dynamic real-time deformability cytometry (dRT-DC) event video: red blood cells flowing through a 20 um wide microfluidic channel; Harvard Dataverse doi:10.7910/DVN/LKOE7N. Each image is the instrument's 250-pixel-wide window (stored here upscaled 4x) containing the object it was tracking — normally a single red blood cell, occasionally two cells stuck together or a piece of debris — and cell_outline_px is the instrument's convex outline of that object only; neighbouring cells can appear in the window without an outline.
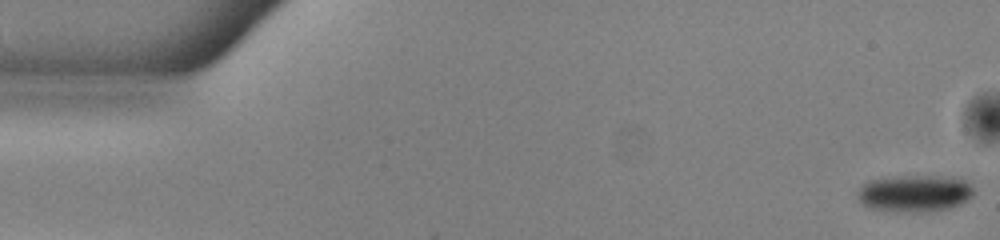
{"species": "common noctule bat (a hibernating species)", "species_latin": "Nyctalus noctula", "temperature_condition": "warm", "stored_images_in_passage": 52, "camera_frame_rate_fps": 3000, "um_per_image_px": 0.085, "animal": {"sex": "male", "body_mass_g": 13.0, "forearm_length_mm": 53.1}, "frame": {"image": 1, "passage_image": 1, "time_ms": 0.0, "image_size_px": [1000, 240], "cell_outline_px": [[972, 196], [968, 200], [952, 208], [924, 212], [896, 212], [868, 208], [856, 196], [856, 192], [868, 180], [896, 176], [952, 176], [964, 180], [972, 188]], "centroid_in_image_um": [77.73, 16.44], "position_along_channel_um": 7.3, "area_um2": 25.26}}
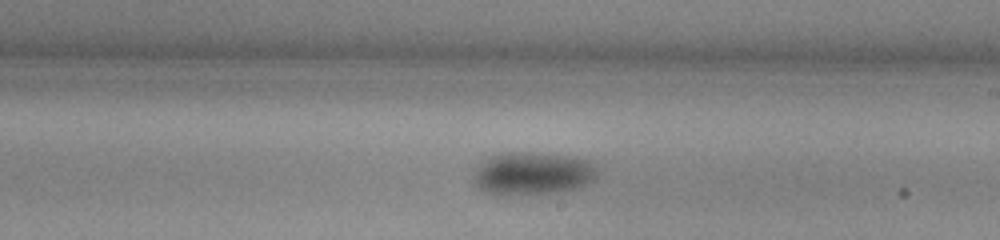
{"frame": {"image": 2, "passage_image": 30, "time_ms": 9.667, "image_size_px": [1000, 240], "cell_outline_px": [[600, 172], [592, 180], [576, 188], [556, 192], [496, 196], [480, 188], [476, 184], [476, 168], [484, 160], [492, 156], [508, 152], [532, 152], [576, 156], [588, 160], [596, 164], [600, 168]], "centroid_in_image_um": [45.34, 14.73], "position_along_channel_um": 243.7, "area_um2": 30.98}}
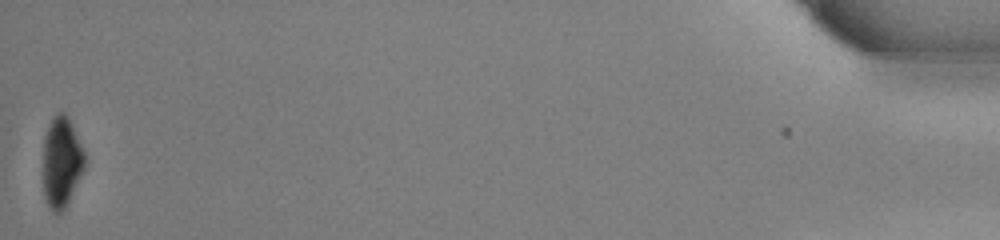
{"frame": {"image": 3, "passage_image": 52, "time_ms": 17.0, "image_size_px": [1000, 240], "cell_outline_px": [[84, 168], [68, 204], [60, 212], [52, 212], [44, 196], [44, 136], [52, 120], [60, 112], [64, 112], [68, 116], [84, 152]], "centroid_in_image_um": [5.23, 13.8], "position_along_channel_um": 430.0, "area_um2": 21.44}, "authors_computed_cell_mechanics": {"area_um2": 28.6399, "velocity_mm_per_s": 3.9324, "shape_relaxation_time_tau1_ms": 3.1424, "shape_relaxation_time_tau2_ms": null, "deformation_change_tau1": 0.0876, "deformation_change_tau2": null}}